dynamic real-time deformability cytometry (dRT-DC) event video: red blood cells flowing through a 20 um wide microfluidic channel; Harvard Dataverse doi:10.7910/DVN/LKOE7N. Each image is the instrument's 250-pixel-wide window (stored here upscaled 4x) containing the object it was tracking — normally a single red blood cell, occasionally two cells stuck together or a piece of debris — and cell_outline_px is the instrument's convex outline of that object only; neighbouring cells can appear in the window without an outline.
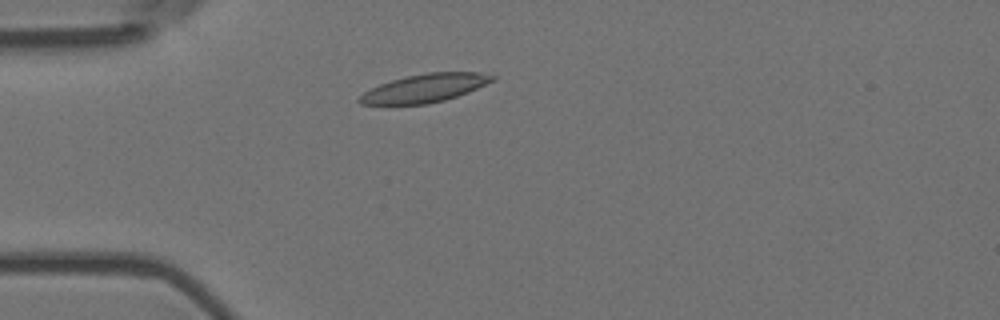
{"species": "Egyptian fruit bat (a non-hibernating species)", "species_latin": "Rousettus aegyptiacus", "temperature_condition": "room temperature", "stored_images_in_passage": 4, "camera_frame_rate_fps": 3000, "um_per_image_px": 0.085, "animal": {"sex": "female"}, "frame": {"image": 1, "passage_image": 3, "time_ms": 0.667, "image_size_px": [1000, 320], "cell_outline_px": [[496, 80], [468, 92], [444, 100], [428, 104], [360, 104], [356, 100], [364, 92], [380, 84], [392, 80], [408, 76], [428, 72], [480, 72], [496, 76]], "centroid_in_image_um": [36.14, 7.48], "position_along_channel_um": 48.9, "area_um2": 21.73}}